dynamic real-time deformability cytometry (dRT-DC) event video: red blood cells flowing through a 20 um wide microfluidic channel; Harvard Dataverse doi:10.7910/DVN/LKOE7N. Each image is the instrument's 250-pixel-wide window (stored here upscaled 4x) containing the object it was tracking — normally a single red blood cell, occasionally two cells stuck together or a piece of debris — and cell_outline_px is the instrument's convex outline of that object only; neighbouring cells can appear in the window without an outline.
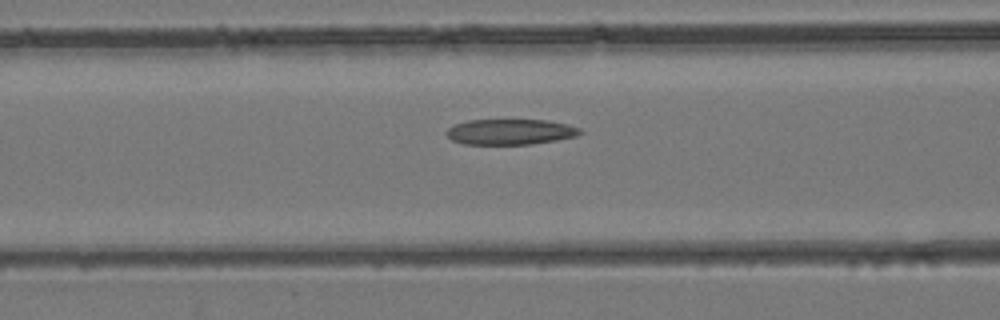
{"species": "common noctule bat (a hibernating species)", "species_latin": "Nyctalus noctula", "temperature_condition": "room temperature", "stored_images_in_passage": 24, "camera_frame_rate_fps": 3000, "um_per_image_px": 0.085, "animal": {"sex": "female", "body_mass_g": 24.6, "forearm_length_mm": 56.2}, "frame": {"image": 1, "passage_image": 12, "time_ms": 3.667, "image_size_px": [1000, 320], "cell_outline_px": [[584, 132], [576, 136], [556, 140], [532, 144], [464, 144], [452, 140], [444, 132], [448, 128], [456, 124], [468, 120], [548, 120], [580, 128]], "centroid_in_image_um": [43.37, 11.21], "position_along_channel_um": 123.2, "area_um2": 19.83}}
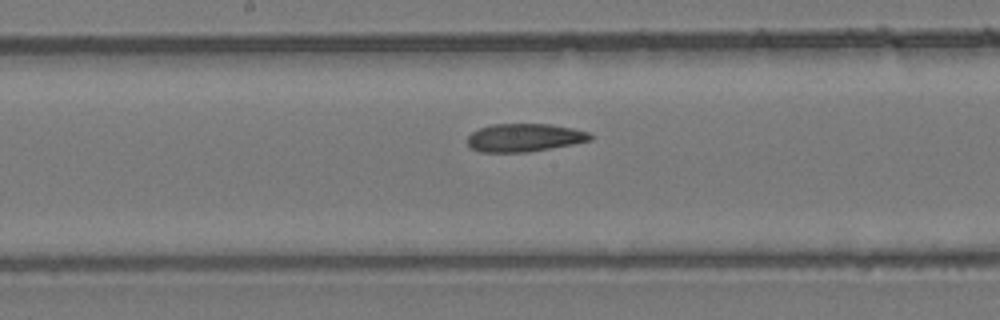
{"frame": {"image": 2, "passage_image": 17, "time_ms": 5.333, "image_size_px": [1000, 320], "cell_outline_px": [[592, 140], [572, 144], [528, 152], [480, 152], [468, 148], [468, 136], [472, 132], [480, 128], [492, 124], [548, 124], [572, 128], [588, 132], [592, 136]], "centroid_in_image_um": [44.54, 11.7], "position_along_channel_um": 203.7, "area_um2": 20.06}}
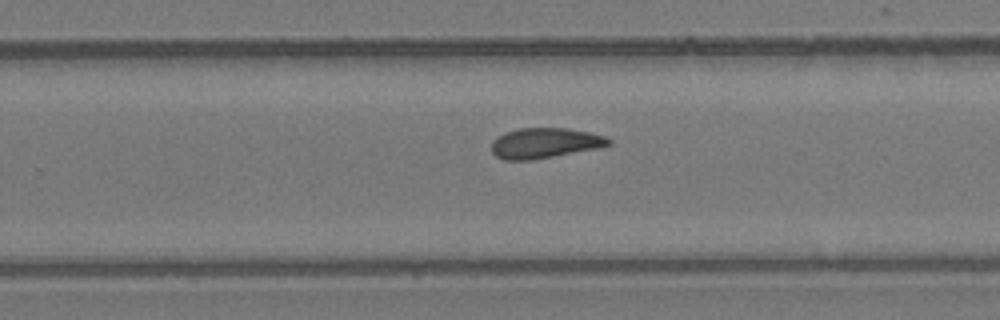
{"frame": {"image": 3, "passage_image": 22, "time_ms": 7.0, "image_size_px": [1000, 320], "cell_outline_px": [[612, 144], [596, 148], [532, 160], [504, 160], [496, 156], [492, 152], [492, 140], [508, 132], [520, 128], [568, 128], [588, 132], [604, 136], [612, 140]], "centroid_in_image_um": [46.31, 12.16], "position_along_channel_um": 283.5, "area_um2": 20.4}}